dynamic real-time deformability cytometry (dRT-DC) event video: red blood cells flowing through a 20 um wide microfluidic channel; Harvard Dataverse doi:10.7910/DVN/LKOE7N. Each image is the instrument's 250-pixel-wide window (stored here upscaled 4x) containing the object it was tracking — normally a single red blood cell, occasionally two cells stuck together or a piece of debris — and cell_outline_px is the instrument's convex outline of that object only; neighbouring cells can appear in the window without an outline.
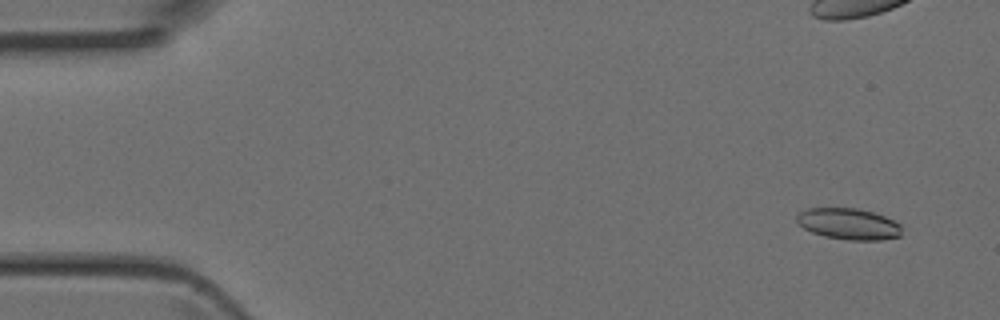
{"species": "Egyptian fruit bat (a non-hibernating species)", "species_latin": "Rousettus aegyptiacus", "temperature_condition": "room temperature", "stored_images_in_passage": 4, "segment_of_instrument_passage": [2, 2], "camera_frame_rate_fps": 3000, "um_per_image_px": 0.085, "animal": {"sex": "female"}, "frame": {"image": 1, "passage_image": 4, "time_ms": 1.0, "image_size_px": [1000, 320], "cell_outline_px": [[900, 236], [880, 240], [848, 240], [824, 236], [812, 232], [804, 228], [796, 220], [796, 212], [808, 208], [856, 208], [872, 212], [884, 216], [900, 224]], "centroid_in_image_um": [72.09, 19.02], "position_along_channel_um": 12.9, "area_um2": 19.07}}